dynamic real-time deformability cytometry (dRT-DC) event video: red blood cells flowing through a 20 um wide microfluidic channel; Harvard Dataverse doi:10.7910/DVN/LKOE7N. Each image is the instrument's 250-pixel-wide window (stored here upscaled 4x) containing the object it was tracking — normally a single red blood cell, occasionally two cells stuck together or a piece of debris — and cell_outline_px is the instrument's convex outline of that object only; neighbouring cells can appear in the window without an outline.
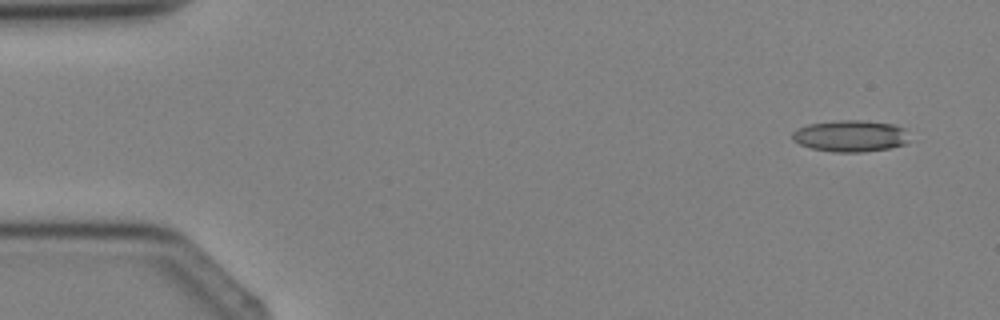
{"species": "Egyptian fruit bat (a non-hibernating species)", "species_latin": "Rousettus aegyptiacus", "temperature_condition": "cold", "stored_images_in_passage": 4, "segment_of_instrument_passage": [1, 2], "camera_frame_rate_fps": 3000, "um_per_image_px": 0.085, "animal": {"sex": "female"}, "frame": {"image": 1, "passage_image": 1, "time_ms": 0.0, "image_size_px": [1000, 320], "cell_outline_px": [[908, 144], [888, 148], [864, 152], [832, 152], [812, 148], [800, 144], [792, 140], [792, 132], [796, 128], [808, 124], [840, 120], [860, 120], [892, 124], [904, 128], [908, 140]], "centroid_in_image_um": [72.27, 11.56], "position_along_channel_um": 12.7, "area_um2": 21.56}}